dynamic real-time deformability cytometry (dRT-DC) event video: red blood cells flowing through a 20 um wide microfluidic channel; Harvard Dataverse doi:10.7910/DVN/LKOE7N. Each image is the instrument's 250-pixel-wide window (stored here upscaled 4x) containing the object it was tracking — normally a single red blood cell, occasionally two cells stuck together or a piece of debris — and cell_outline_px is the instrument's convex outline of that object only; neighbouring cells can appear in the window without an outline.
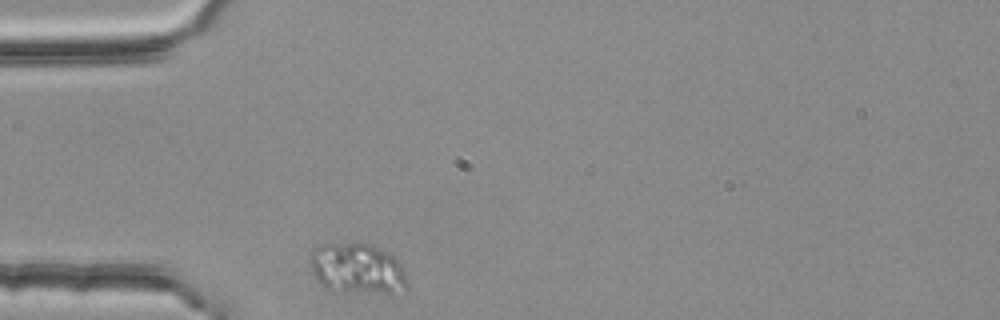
{"species": "common noctule bat (a hibernating species)", "species_latin": "Nyctalus noctula", "temperature_condition": "room temperature", "stored_images_in_passage": 2, "camera_frame_rate_fps": 3000, "um_per_image_px": 0.085, "animal": {"sex": "female", "body_mass_g": 25.1}, "frame": {"image": 1, "passage_image": 1, "time_ms": 0.0, "image_size_px": [1000, 320], "cell_outline_px": [[408, 284], [404, 288], [392, 292], [336, 292], [320, 284], [316, 280], [312, 272], [308, 256], [312, 248], [320, 244], [372, 244], [388, 252], [400, 264], [404, 272]], "centroid_in_image_um": [30.29, 22.82], "position_along_channel_um": 54.7, "area_um2": 28.61}}